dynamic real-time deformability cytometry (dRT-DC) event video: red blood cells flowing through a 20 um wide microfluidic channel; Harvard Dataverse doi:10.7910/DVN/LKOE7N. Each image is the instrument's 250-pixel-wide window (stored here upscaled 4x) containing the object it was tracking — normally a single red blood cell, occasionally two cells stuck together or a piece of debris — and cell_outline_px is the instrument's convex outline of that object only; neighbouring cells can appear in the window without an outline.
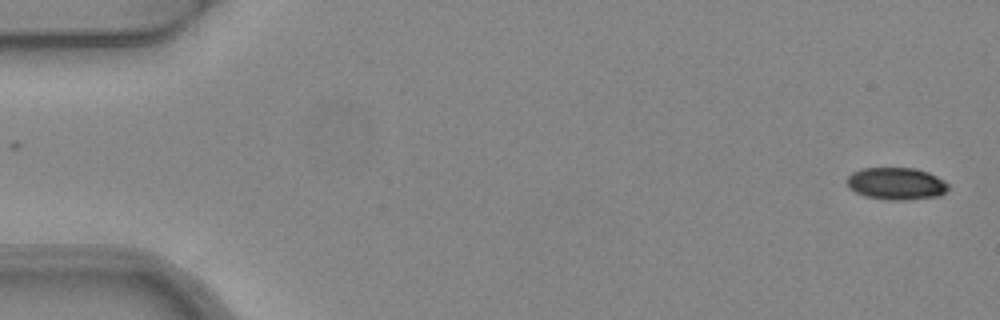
{"species": "common noctule bat (a hibernating species)", "species_latin": "Nyctalus noctula", "temperature_condition": "warm", "stored_images_in_passage": 4, "camera_frame_rate_fps": 3000, "um_per_image_px": 0.085, "animal": {"sex": "female", "body_mass_g": 24.6, "forearm_length_mm": 56.2}, "frame": {"image": 1, "passage_image": 1, "time_ms": 0.0, "image_size_px": [1000, 320], "cell_outline_px": [[948, 188], [940, 196], [904, 200], [884, 200], [864, 196], [848, 188], [844, 180], [852, 172], [864, 168], [916, 168], [928, 172], [944, 180], [948, 184]], "centroid_in_image_um": [76.14, 15.61], "position_along_channel_um": 8.9, "area_um2": 19.25}}